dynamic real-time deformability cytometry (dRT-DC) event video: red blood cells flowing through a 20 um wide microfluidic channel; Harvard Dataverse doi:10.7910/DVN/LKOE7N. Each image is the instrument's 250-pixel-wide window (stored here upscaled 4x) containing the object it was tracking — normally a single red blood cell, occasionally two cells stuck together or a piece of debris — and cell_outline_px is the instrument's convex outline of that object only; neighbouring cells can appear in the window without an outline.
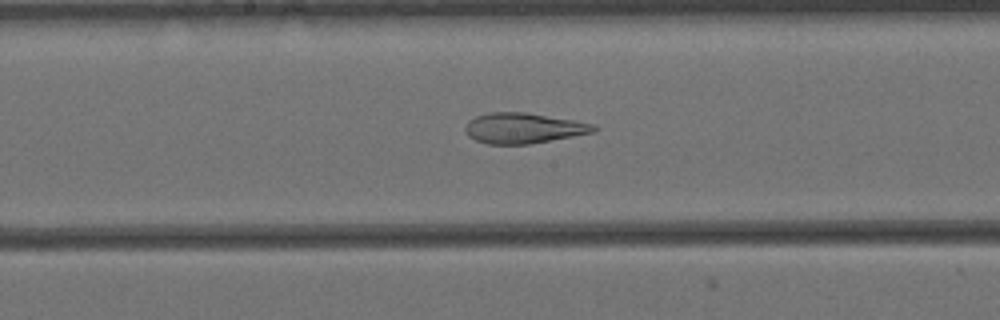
{"species": "Egyptian fruit bat (a non-hibernating species)", "species_latin": "Rousettus aegyptiacus", "temperature_condition": "cold", "stored_images_in_passage": 57, "camera_frame_rate_fps": 3000, "um_per_image_px": 0.085, "animal": {"sex": "female"}, "frame": {"image": 1, "passage_image": 28, "time_ms": 9.0, "image_size_px": [1000, 320], "cell_outline_px": [[600, 128], [596, 132], [528, 144], [488, 144], [476, 140], [468, 136], [464, 132], [464, 128], [468, 120], [476, 116], [488, 112], [524, 112], [596, 124]], "centroid_in_image_um": [44.48, 10.89], "position_along_channel_um": 203.7, "area_um2": 22.89}}
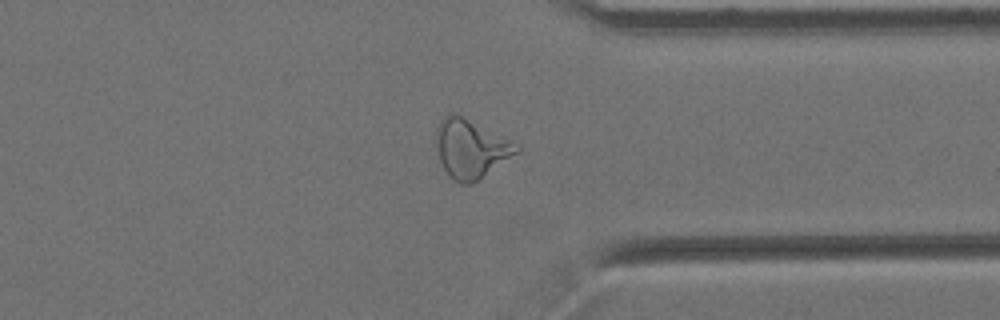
{"frame": {"image": 2, "passage_image": 43, "time_ms": 14.0, "image_size_px": [1000, 320], "cell_outline_px": [[520, 152], [476, 180], [468, 184], [460, 184], [452, 180], [444, 168], [440, 160], [436, 144], [436, 128], [444, 116], [452, 112], [520, 144]], "centroid_in_image_um": [40.02, 12.64], "position_along_channel_um": 371.4, "area_um2": 27.11}}
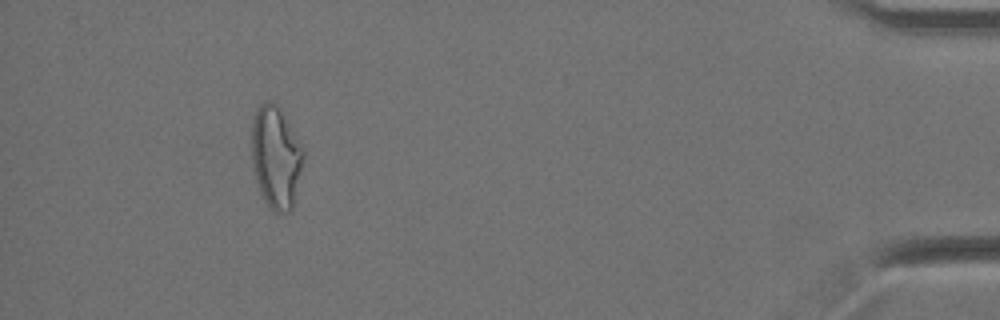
{"frame": {"image": 3, "passage_image": 52, "time_ms": 17.0, "image_size_px": [1000, 320], "cell_outline_px": [[304, 160], [292, 208], [288, 212], [272, 212], [268, 208], [260, 192], [252, 168], [252, 120], [256, 108], [260, 104], [268, 100], [280, 108], [304, 148]], "centroid_in_image_um": [23.45, 13.37], "position_along_channel_um": 411.8, "area_um2": 31.1}, "authors_computed_cell_mechanics": {"area_um2": 28.322, "velocity_mm_per_s": 3.4417, "shape_relaxation_time_tau1_ms": null, "shape_relaxation_time_tau2_ms": 3.2399, "deformation_change_tau1": null, "deformation_change_tau2": 0.1331}}